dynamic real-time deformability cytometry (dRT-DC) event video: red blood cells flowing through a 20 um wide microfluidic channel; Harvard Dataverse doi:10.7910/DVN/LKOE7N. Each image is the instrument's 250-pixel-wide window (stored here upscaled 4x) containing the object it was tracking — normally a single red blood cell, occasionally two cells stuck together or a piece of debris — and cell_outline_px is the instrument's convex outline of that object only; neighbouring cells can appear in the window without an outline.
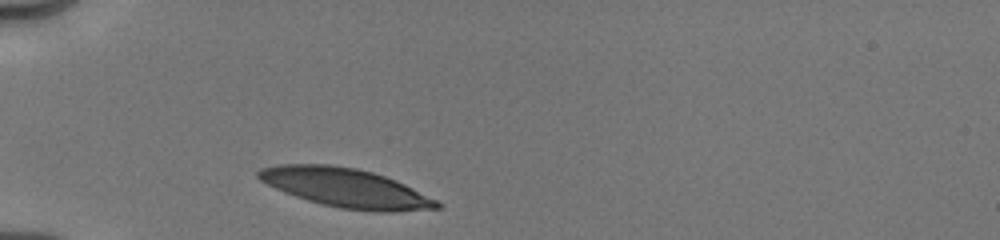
{"species": "human", "species_latin": "Homo sapiens", "temperature_condition": "cold", "stored_images_in_passage": 12, "camera_frame_rate_fps": 3000, "um_per_image_px": 0.085, "donor": {"sex": "male"}, "frame": {"image": 1, "passage_image": 1, "time_ms": 0.0, "image_size_px": [1000, 240], "cell_outline_px": [[440, 208], [392, 212], [376, 212], [340, 208], [320, 204], [284, 192], [260, 180], [256, 176], [256, 172], [260, 168], [276, 164], [332, 164], [356, 168], [372, 172], [396, 180], [436, 200], [440, 204]], "centroid_in_image_um": [29.35, 15.96], "position_along_channel_um": 55.7, "area_um2": 40.46}}
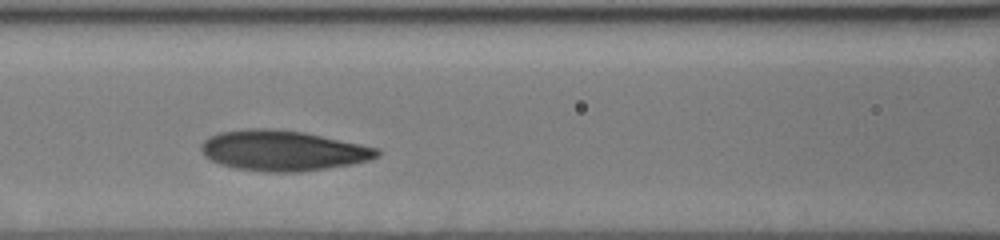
{"frame": {"image": 2, "passage_image": 6, "time_ms": 2.667, "image_size_px": [1000, 240], "cell_outline_px": [[380, 156], [368, 160], [348, 164], [300, 172], [264, 172], [236, 168], [220, 164], [204, 156], [200, 148], [200, 144], [208, 136], [220, 132], [244, 128], [268, 128], [304, 132], [380, 148]], "centroid_in_image_um": [24.0, 12.79], "position_along_channel_um": 142.6, "area_um2": 41.44}}
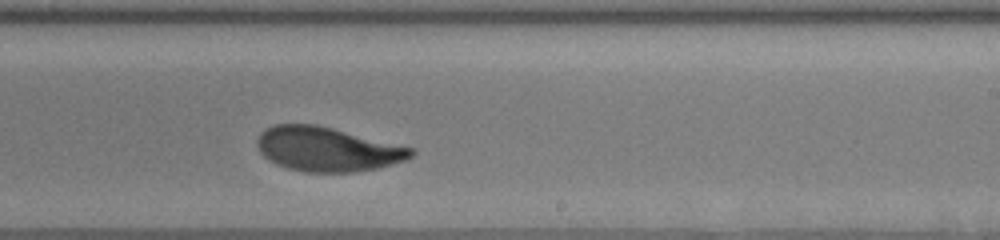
{"frame": {"image": 3, "passage_image": 12, "time_ms": 5.667, "image_size_px": [1000, 240], "cell_outline_px": [[416, 152], [412, 156], [404, 160], [392, 164], [376, 168], [356, 172], [304, 172], [288, 168], [276, 164], [264, 156], [260, 152], [256, 144], [256, 140], [260, 132], [276, 124], [316, 124], [416, 148]], "centroid_in_image_um": [27.83, 12.68], "position_along_channel_um": 261.2, "area_um2": 39.82}}